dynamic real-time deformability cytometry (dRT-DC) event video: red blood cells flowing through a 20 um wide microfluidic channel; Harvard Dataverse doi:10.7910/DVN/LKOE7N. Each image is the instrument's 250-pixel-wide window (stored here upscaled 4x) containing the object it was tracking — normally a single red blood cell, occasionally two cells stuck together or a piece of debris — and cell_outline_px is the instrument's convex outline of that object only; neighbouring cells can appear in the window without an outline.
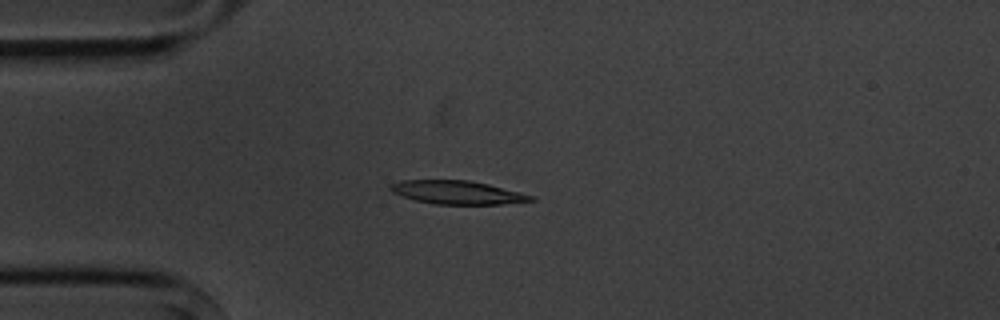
{"species": "common noctule bat (a hibernating species)", "species_latin": "Nyctalus noctula", "temperature_condition": "cold", "stored_images_in_passage": 3, "camera_frame_rate_fps": 3000, "um_per_image_px": 0.085, "animal": {"sex": "male", "body_mass_g": 20.1, "forearm_length_mm": 53.5}, "frame": {"image": 1, "passage_image": 3, "time_ms": 2.333, "image_size_px": [1000, 320], "cell_outline_px": [[536, 200], [500, 204], [436, 204], [416, 200], [392, 192], [388, 188], [388, 184], [400, 180], [468, 180], [488, 184], [536, 196]], "centroid_in_image_um": [38.86, 16.35], "position_along_channel_um": 46.1, "area_um2": 19.13}}